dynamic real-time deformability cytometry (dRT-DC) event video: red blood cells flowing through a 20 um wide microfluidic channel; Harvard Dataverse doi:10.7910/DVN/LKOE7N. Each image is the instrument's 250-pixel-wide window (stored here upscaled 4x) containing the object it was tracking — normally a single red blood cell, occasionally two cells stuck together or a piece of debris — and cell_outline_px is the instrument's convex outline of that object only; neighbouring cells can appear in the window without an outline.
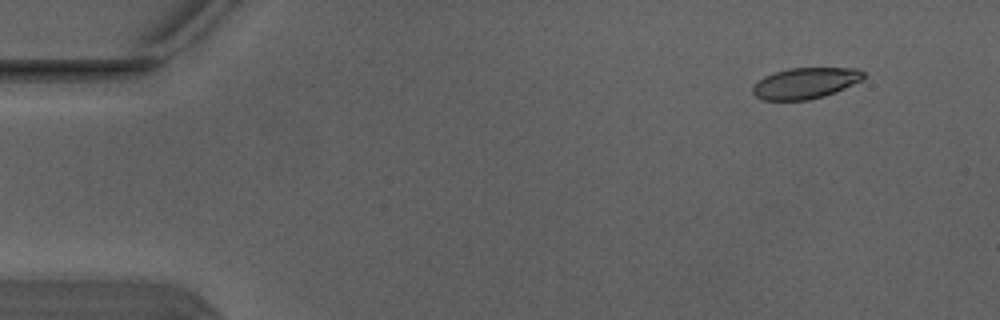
{"species": "Egyptian fruit bat (a non-hibernating species)", "species_latin": "Rousettus aegyptiacus", "temperature_condition": "warm", "stored_images_in_passage": 3, "camera_frame_rate_fps": 3000, "um_per_image_px": 0.085, "animal": {"sex": "male"}, "frame": {"image": 1, "passage_image": 1, "time_ms": 0.0, "image_size_px": [1000, 320], "cell_outline_px": [[864, 76], [860, 80], [844, 88], [824, 96], [808, 100], [760, 100], [752, 92], [752, 88], [764, 76], [788, 68], [856, 68], [864, 72]], "centroid_in_image_um": [68.43, 7.07], "position_along_channel_um": 16.6, "area_um2": 19.77}}